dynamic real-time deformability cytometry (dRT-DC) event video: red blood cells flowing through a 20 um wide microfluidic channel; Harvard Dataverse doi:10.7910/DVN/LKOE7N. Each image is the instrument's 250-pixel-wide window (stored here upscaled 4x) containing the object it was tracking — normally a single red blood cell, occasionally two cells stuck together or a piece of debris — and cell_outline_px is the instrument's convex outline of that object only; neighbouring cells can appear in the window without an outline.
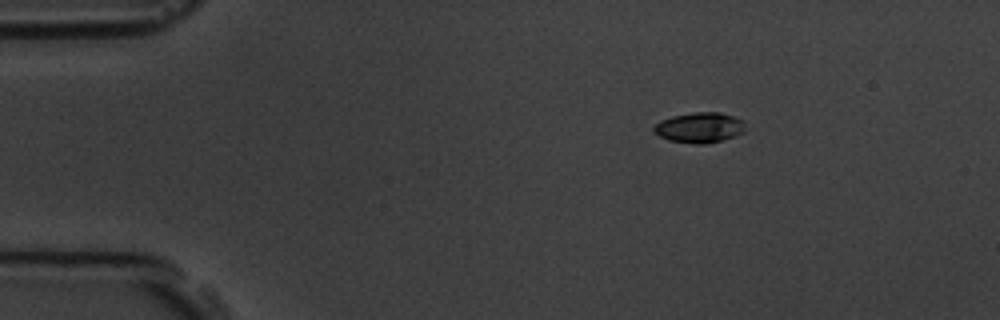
{"species": "common noctule bat (a hibernating species)", "species_latin": "Nyctalus noctula", "temperature_condition": "room temperature", "stored_images_in_passage": 3, "camera_frame_rate_fps": 3000, "um_per_image_px": 0.085, "animal": {"sex": "male", "body_mass_g": 19.5, "forearm_length_mm": 54.6}, "frame": {"image": 1, "passage_image": 1, "time_ms": 0.0, "image_size_px": [1000, 320], "cell_outline_px": [[744, 132], [724, 140], [704, 144], [696, 144], [668, 140], [660, 136], [652, 128], [660, 120], [672, 116], [696, 112], [720, 112], [744, 120]], "centroid_in_image_um": [59.47, 10.84], "position_along_channel_um": 25.5, "area_um2": 16.13}}